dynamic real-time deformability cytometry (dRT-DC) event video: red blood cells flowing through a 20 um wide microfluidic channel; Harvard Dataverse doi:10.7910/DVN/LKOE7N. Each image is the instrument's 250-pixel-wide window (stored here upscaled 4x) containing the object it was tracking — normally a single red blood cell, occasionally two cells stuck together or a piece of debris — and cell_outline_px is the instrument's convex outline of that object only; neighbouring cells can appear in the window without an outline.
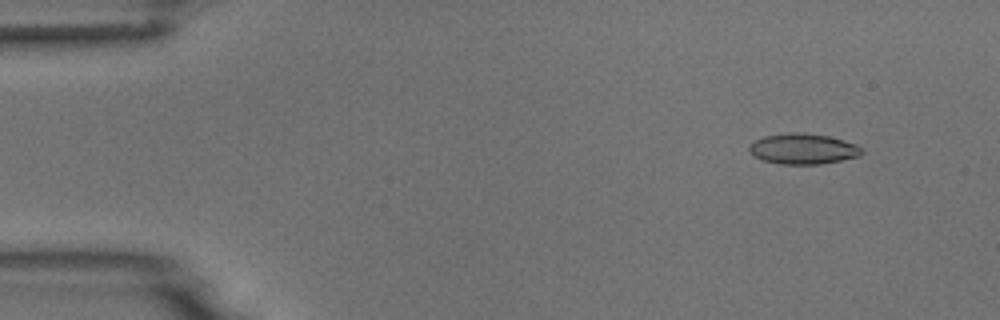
{"species": "common noctule bat (a hibernating species)", "species_latin": "Nyctalus noctula", "temperature_condition": "room temperature", "stored_images_in_passage": 3, "camera_frame_rate_fps": 3000, "um_per_image_px": 0.085, "animal": {"sex": "male", "body_mass_g": 18.8}, "frame": {"image": 1, "passage_image": 1, "time_ms": 0.0, "image_size_px": [1000, 320], "cell_outline_px": [[864, 152], [860, 156], [820, 164], [780, 164], [764, 160], [752, 156], [748, 148], [748, 144], [764, 136], [788, 132], [796, 132], [828, 136], [844, 140], [856, 144]], "centroid_in_image_um": [68.23, 12.65], "position_along_channel_um": 16.8, "area_um2": 20.06}}
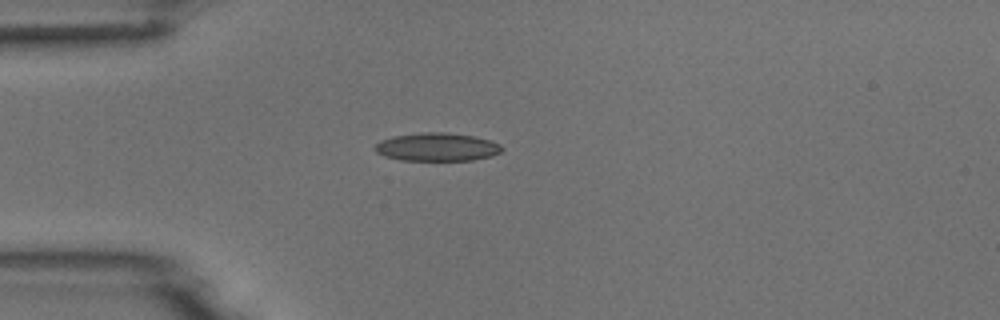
{"frame": {"image": 2, "passage_image": 3, "time_ms": 3.0, "image_size_px": [1000, 320], "cell_outline_px": [[504, 148], [500, 152], [492, 156], [472, 160], [400, 160], [384, 156], [376, 152], [372, 148], [380, 140], [392, 136], [420, 132], [448, 132], [472, 136], [488, 140], [500, 144]], "centroid_in_image_um": [37.11, 12.49], "position_along_channel_um": 47.9, "area_um2": 20.98}}